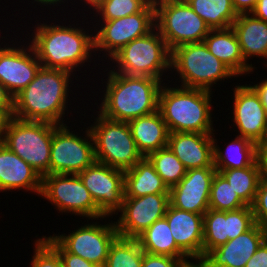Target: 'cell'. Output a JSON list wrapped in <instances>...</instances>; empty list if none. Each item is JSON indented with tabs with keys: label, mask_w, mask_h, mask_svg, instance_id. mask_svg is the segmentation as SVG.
Returning <instances> with one entry per match:
<instances>
[{
	"label": "cell",
	"mask_w": 267,
	"mask_h": 267,
	"mask_svg": "<svg viewBox=\"0 0 267 267\" xmlns=\"http://www.w3.org/2000/svg\"><path fill=\"white\" fill-rule=\"evenodd\" d=\"M70 76V72L62 69L41 67L35 78L13 98L12 117L64 125L61 118L68 103Z\"/></svg>",
	"instance_id": "obj_1"
},
{
	"label": "cell",
	"mask_w": 267,
	"mask_h": 267,
	"mask_svg": "<svg viewBox=\"0 0 267 267\" xmlns=\"http://www.w3.org/2000/svg\"><path fill=\"white\" fill-rule=\"evenodd\" d=\"M161 82L148 76L119 74L113 68L108 72L106 91L98 113L122 122L152 114L158 110Z\"/></svg>",
	"instance_id": "obj_2"
},
{
	"label": "cell",
	"mask_w": 267,
	"mask_h": 267,
	"mask_svg": "<svg viewBox=\"0 0 267 267\" xmlns=\"http://www.w3.org/2000/svg\"><path fill=\"white\" fill-rule=\"evenodd\" d=\"M37 25L31 46L43 68L62 69L73 74L74 68L91 57L94 34H86V30L70 24L69 27L45 23Z\"/></svg>",
	"instance_id": "obj_3"
},
{
	"label": "cell",
	"mask_w": 267,
	"mask_h": 267,
	"mask_svg": "<svg viewBox=\"0 0 267 267\" xmlns=\"http://www.w3.org/2000/svg\"><path fill=\"white\" fill-rule=\"evenodd\" d=\"M161 86L158 111L170 133H213L211 91Z\"/></svg>",
	"instance_id": "obj_4"
},
{
	"label": "cell",
	"mask_w": 267,
	"mask_h": 267,
	"mask_svg": "<svg viewBox=\"0 0 267 267\" xmlns=\"http://www.w3.org/2000/svg\"><path fill=\"white\" fill-rule=\"evenodd\" d=\"M171 68L179 73L181 87L212 91L213 83L236 75L203 42L181 45L171 51Z\"/></svg>",
	"instance_id": "obj_5"
},
{
	"label": "cell",
	"mask_w": 267,
	"mask_h": 267,
	"mask_svg": "<svg viewBox=\"0 0 267 267\" xmlns=\"http://www.w3.org/2000/svg\"><path fill=\"white\" fill-rule=\"evenodd\" d=\"M88 128L93 136L97 162L125 172L144 158L128 122L111 120L99 113L95 125Z\"/></svg>",
	"instance_id": "obj_6"
},
{
	"label": "cell",
	"mask_w": 267,
	"mask_h": 267,
	"mask_svg": "<svg viewBox=\"0 0 267 267\" xmlns=\"http://www.w3.org/2000/svg\"><path fill=\"white\" fill-rule=\"evenodd\" d=\"M54 123L24 121L12 117L6 128L3 144L17 154L41 177L49 175L50 152Z\"/></svg>",
	"instance_id": "obj_7"
},
{
	"label": "cell",
	"mask_w": 267,
	"mask_h": 267,
	"mask_svg": "<svg viewBox=\"0 0 267 267\" xmlns=\"http://www.w3.org/2000/svg\"><path fill=\"white\" fill-rule=\"evenodd\" d=\"M110 59L118 64L119 74L161 80L163 72L171 69V51L156 27L150 33L132 40Z\"/></svg>",
	"instance_id": "obj_8"
},
{
	"label": "cell",
	"mask_w": 267,
	"mask_h": 267,
	"mask_svg": "<svg viewBox=\"0 0 267 267\" xmlns=\"http://www.w3.org/2000/svg\"><path fill=\"white\" fill-rule=\"evenodd\" d=\"M154 6L156 29L170 51L184 44L203 42L211 30L186 2Z\"/></svg>",
	"instance_id": "obj_9"
},
{
	"label": "cell",
	"mask_w": 267,
	"mask_h": 267,
	"mask_svg": "<svg viewBox=\"0 0 267 267\" xmlns=\"http://www.w3.org/2000/svg\"><path fill=\"white\" fill-rule=\"evenodd\" d=\"M40 196L61 212H72L80 217L105 218L84 186L78 174H49L42 177Z\"/></svg>",
	"instance_id": "obj_10"
},
{
	"label": "cell",
	"mask_w": 267,
	"mask_h": 267,
	"mask_svg": "<svg viewBox=\"0 0 267 267\" xmlns=\"http://www.w3.org/2000/svg\"><path fill=\"white\" fill-rule=\"evenodd\" d=\"M67 128L66 124L53 128L49 174H79L96 161L90 129L83 139Z\"/></svg>",
	"instance_id": "obj_11"
},
{
	"label": "cell",
	"mask_w": 267,
	"mask_h": 267,
	"mask_svg": "<svg viewBox=\"0 0 267 267\" xmlns=\"http://www.w3.org/2000/svg\"><path fill=\"white\" fill-rule=\"evenodd\" d=\"M94 35V50L108 52L110 58L132 40L150 33L155 27V6L150 2L141 12L103 21Z\"/></svg>",
	"instance_id": "obj_12"
},
{
	"label": "cell",
	"mask_w": 267,
	"mask_h": 267,
	"mask_svg": "<svg viewBox=\"0 0 267 267\" xmlns=\"http://www.w3.org/2000/svg\"><path fill=\"white\" fill-rule=\"evenodd\" d=\"M116 224H86L70 234L52 236L68 253L104 267L111 244L118 237Z\"/></svg>",
	"instance_id": "obj_13"
},
{
	"label": "cell",
	"mask_w": 267,
	"mask_h": 267,
	"mask_svg": "<svg viewBox=\"0 0 267 267\" xmlns=\"http://www.w3.org/2000/svg\"><path fill=\"white\" fill-rule=\"evenodd\" d=\"M169 193L124 197L116 224L120 237L136 239L155 221L165 217L169 206Z\"/></svg>",
	"instance_id": "obj_14"
},
{
	"label": "cell",
	"mask_w": 267,
	"mask_h": 267,
	"mask_svg": "<svg viewBox=\"0 0 267 267\" xmlns=\"http://www.w3.org/2000/svg\"><path fill=\"white\" fill-rule=\"evenodd\" d=\"M98 209L107 217L122 208L124 171L95 161L78 174Z\"/></svg>",
	"instance_id": "obj_15"
},
{
	"label": "cell",
	"mask_w": 267,
	"mask_h": 267,
	"mask_svg": "<svg viewBox=\"0 0 267 267\" xmlns=\"http://www.w3.org/2000/svg\"><path fill=\"white\" fill-rule=\"evenodd\" d=\"M215 173V167L187 170L181 181L169 188L170 205L203 215L209 209L211 183Z\"/></svg>",
	"instance_id": "obj_16"
},
{
	"label": "cell",
	"mask_w": 267,
	"mask_h": 267,
	"mask_svg": "<svg viewBox=\"0 0 267 267\" xmlns=\"http://www.w3.org/2000/svg\"><path fill=\"white\" fill-rule=\"evenodd\" d=\"M233 117L238 136L250 139L256 144L267 138V112L259 95L249 85H239L234 89Z\"/></svg>",
	"instance_id": "obj_17"
},
{
	"label": "cell",
	"mask_w": 267,
	"mask_h": 267,
	"mask_svg": "<svg viewBox=\"0 0 267 267\" xmlns=\"http://www.w3.org/2000/svg\"><path fill=\"white\" fill-rule=\"evenodd\" d=\"M41 67L31 45L26 49L0 47V82L13 98L35 78Z\"/></svg>",
	"instance_id": "obj_18"
},
{
	"label": "cell",
	"mask_w": 267,
	"mask_h": 267,
	"mask_svg": "<svg viewBox=\"0 0 267 267\" xmlns=\"http://www.w3.org/2000/svg\"><path fill=\"white\" fill-rule=\"evenodd\" d=\"M266 239L264 228L256 223L233 240L210 250L201 261L207 267H245Z\"/></svg>",
	"instance_id": "obj_19"
},
{
	"label": "cell",
	"mask_w": 267,
	"mask_h": 267,
	"mask_svg": "<svg viewBox=\"0 0 267 267\" xmlns=\"http://www.w3.org/2000/svg\"><path fill=\"white\" fill-rule=\"evenodd\" d=\"M177 246L191 259L202 260L203 215L179 210L170 204L164 217Z\"/></svg>",
	"instance_id": "obj_20"
},
{
	"label": "cell",
	"mask_w": 267,
	"mask_h": 267,
	"mask_svg": "<svg viewBox=\"0 0 267 267\" xmlns=\"http://www.w3.org/2000/svg\"><path fill=\"white\" fill-rule=\"evenodd\" d=\"M214 133H169L167 146L187 170L213 165Z\"/></svg>",
	"instance_id": "obj_21"
},
{
	"label": "cell",
	"mask_w": 267,
	"mask_h": 267,
	"mask_svg": "<svg viewBox=\"0 0 267 267\" xmlns=\"http://www.w3.org/2000/svg\"><path fill=\"white\" fill-rule=\"evenodd\" d=\"M24 189L41 194L42 177L27 162L0 144V191Z\"/></svg>",
	"instance_id": "obj_22"
},
{
	"label": "cell",
	"mask_w": 267,
	"mask_h": 267,
	"mask_svg": "<svg viewBox=\"0 0 267 267\" xmlns=\"http://www.w3.org/2000/svg\"><path fill=\"white\" fill-rule=\"evenodd\" d=\"M209 51L223 62L236 76L253 71L252 64L244 60L237 35L232 27L211 29L204 38Z\"/></svg>",
	"instance_id": "obj_23"
},
{
	"label": "cell",
	"mask_w": 267,
	"mask_h": 267,
	"mask_svg": "<svg viewBox=\"0 0 267 267\" xmlns=\"http://www.w3.org/2000/svg\"><path fill=\"white\" fill-rule=\"evenodd\" d=\"M128 124L137 148L144 157L167 146L170 132L158 110L152 114L137 117Z\"/></svg>",
	"instance_id": "obj_24"
},
{
	"label": "cell",
	"mask_w": 267,
	"mask_h": 267,
	"mask_svg": "<svg viewBox=\"0 0 267 267\" xmlns=\"http://www.w3.org/2000/svg\"><path fill=\"white\" fill-rule=\"evenodd\" d=\"M232 28L245 61L255 55L267 59V22L252 13H242L237 16Z\"/></svg>",
	"instance_id": "obj_25"
},
{
	"label": "cell",
	"mask_w": 267,
	"mask_h": 267,
	"mask_svg": "<svg viewBox=\"0 0 267 267\" xmlns=\"http://www.w3.org/2000/svg\"><path fill=\"white\" fill-rule=\"evenodd\" d=\"M158 193H169V188L146 157L124 172V197Z\"/></svg>",
	"instance_id": "obj_26"
},
{
	"label": "cell",
	"mask_w": 267,
	"mask_h": 267,
	"mask_svg": "<svg viewBox=\"0 0 267 267\" xmlns=\"http://www.w3.org/2000/svg\"><path fill=\"white\" fill-rule=\"evenodd\" d=\"M213 140V165L216 170L246 168L256 161L257 144L248 138L237 136L227 145L225 153L216 144V139Z\"/></svg>",
	"instance_id": "obj_27"
},
{
	"label": "cell",
	"mask_w": 267,
	"mask_h": 267,
	"mask_svg": "<svg viewBox=\"0 0 267 267\" xmlns=\"http://www.w3.org/2000/svg\"><path fill=\"white\" fill-rule=\"evenodd\" d=\"M136 239L145 253L189 259V257L177 246L165 218L155 221Z\"/></svg>",
	"instance_id": "obj_28"
},
{
	"label": "cell",
	"mask_w": 267,
	"mask_h": 267,
	"mask_svg": "<svg viewBox=\"0 0 267 267\" xmlns=\"http://www.w3.org/2000/svg\"><path fill=\"white\" fill-rule=\"evenodd\" d=\"M186 3L210 29L232 27L239 15L234 9L232 0H187Z\"/></svg>",
	"instance_id": "obj_29"
},
{
	"label": "cell",
	"mask_w": 267,
	"mask_h": 267,
	"mask_svg": "<svg viewBox=\"0 0 267 267\" xmlns=\"http://www.w3.org/2000/svg\"><path fill=\"white\" fill-rule=\"evenodd\" d=\"M216 171L227 179L233 190L247 206H252L262 179L257 160L246 168Z\"/></svg>",
	"instance_id": "obj_30"
},
{
	"label": "cell",
	"mask_w": 267,
	"mask_h": 267,
	"mask_svg": "<svg viewBox=\"0 0 267 267\" xmlns=\"http://www.w3.org/2000/svg\"><path fill=\"white\" fill-rule=\"evenodd\" d=\"M146 158L168 188L178 184L186 175L187 169L168 146L149 153Z\"/></svg>",
	"instance_id": "obj_31"
},
{
	"label": "cell",
	"mask_w": 267,
	"mask_h": 267,
	"mask_svg": "<svg viewBox=\"0 0 267 267\" xmlns=\"http://www.w3.org/2000/svg\"><path fill=\"white\" fill-rule=\"evenodd\" d=\"M143 254L137 239L118 236L109 248L104 267H142Z\"/></svg>",
	"instance_id": "obj_32"
},
{
	"label": "cell",
	"mask_w": 267,
	"mask_h": 267,
	"mask_svg": "<svg viewBox=\"0 0 267 267\" xmlns=\"http://www.w3.org/2000/svg\"><path fill=\"white\" fill-rule=\"evenodd\" d=\"M227 236V211L208 209L203 214L202 258L212 249L225 244Z\"/></svg>",
	"instance_id": "obj_33"
},
{
	"label": "cell",
	"mask_w": 267,
	"mask_h": 267,
	"mask_svg": "<svg viewBox=\"0 0 267 267\" xmlns=\"http://www.w3.org/2000/svg\"><path fill=\"white\" fill-rule=\"evenodd\" d=\"M247 206L233 190L227 179L215 173L210 190L209 208L216 211H230Z\"/></svg>",
	"instance_id": "obj_34"
},
{
	"label": "cell",
	"mask_w": 267,
	"mask_h": 267,
	"mask_svg": "<svg viewBox=\"0 0 267 267\" xmlns=\"http://www.w3.org/2000/svg\"><path fill=\"white\" fill-rule=\"evenodd\" d=\"M151 0H104L96 10L103 21H111L141 12Z\"/></svg>",
	"instance_id": "obj_35"
},
{
	"label": "cell",
	"mask_w": 267,
	"mask_h": 267,
	"mask_svg": "<svg viewBox=\"0 0 267 267\" xmlns=\"http://www.w3.org/2000/svg\"><path fill=\"white\" fill-rule=\"evenodd\" d=\"M256 224L251 206L227 211L228 241L250 230Z\"/></svg>",
	"instance_id": "obj_36"
},
{
	"label": "cell",
	"mask_w": 267,
	"mask_h": 267,
	"mask_svg": "<svg viewBox=\"0 0 267 267\" xmlns=\"http://www.w3.org/2000/svg\"><path fill=\"white\" fill-rule=\"evenodd\" d=\"M32 267H64L59 254L43 239L35 241Z\"/></svg>",
	"instance_id": "obj_37"
},
{
	"label": "cell",
	"mask_w": 267,
	"mask_h": 267,
	"mask_svg": "<svg viewBox=\"0 0 267 267\" xmlns=\"http://www.w3.org/2000/svg\"><path fill=\"white\" fill-rule=\"evenodd\" d=\"M255 222L264 228L267 225V180L261 179L252 204Z\"/></svg>",
	"instance_id": "obj_38"
},
{
	"label": "cell",
	"mask_w": 267,
	"mask_h": 267,
	"mask_svg": "<svg viewBox=\"0 0 267 267\" xmlns=\"http://www.w3.org/2000/svg\"><path fill=\"white\" fill-rule=\"evenodd\" d=\"M42 238L59 254L64 267H100L80 256L68 253L52 236Z\"/></svg>",
	"instance_id": "obj_39"
},
{
	"label": "cell",
	"mask_w": 267,
	"mask_h": 267,
	"mask_svg": "<svg viewBox=\"0 0 267 267\" xmlns=\"http://www.w3.org/2000/svg\"><path fill=\"white\" fill-rule=\"evenodd\" d=\"M189 262L187 259L144 252L142 267H186Z\"/></svg>",
	"instance_id": "obj_40"
},
{
	"label": "cell",
	"mask_w": 267,
	"mask_h": 267,
	"mask_svg": "<svg viewBox=\"0 0 267 267\" xmlns=\"http://www.w3.org/2000/svg\"><path fill=\"white\" fill-rule=\"evenodd\" d=\"M245 267H267V239L248 260Z\"/></svg>",
	"instance_id": "obj_41"
},
{
	"label": "cell",
	"mask_w": 267,
	"mask_h": 267,
	"mask_svg": "<svg viewBox=\"0 0 267 267\" xmlns=\"http://www.w3.org/2000/svg\"><path fill=\"white\" fill-rule=\"evenodd\" d=\"M256 160L259 165L261 177L267 180V138L257 143Z\"/></svg>",
	"instance_id": "obj_42"
},
{
	"label": "cell",
	"mask_w": 267,
	"mask_h": 267,
	"mask_svg": "<svg viewBox=\"0 0 267 267\" xmlns=\"http://www.w3.org/2000/svg\"><path fill=\"white\" fill-rule=\"evenodd\" d=\"M259 0H232L234 9L238 14L251 13Z\"/></svg>",
	"instance_id": "obj_43"
},
{
	"label": "cell",
	"mask_w": 267,
	"mask_h": 267,
	"mask_svg": "<svg viewBox=\"0 0 267 267\" xmlns=\"http://www.w3.org/2000/svg\"><path fill=\"white\" fill-rule=\"evenodd\" d=\"M13 109H0V144L3 143L6 128L10 119L12 118Z\"/></svg>",
	"instance_id": "obj_44"
},
{
	"label": "cell",
	"mask_w": 267,
	"mask_h": 267,
	"mask_svg": "<svg viewBox=\"0 0 267 267\" xmlns=\"http://www.w3.org/2000/svg\"><path fill=\"white\" fill-rule=\"evenodd\" d=\"M0 109H13V97L0 82Z\"/></svg>",
	"instance_id": "obj_45"
},
{
	"label": "cell",
	"mask_w": 267,
	"mask_h": 267,
	"mask_svg": "<svg viewBox=\"0 0 267 267\" xmlns=\"http://www.w3.org/2000/svg\"><path fill=\"white\" fill-rule=\"evenodd\" d=\"M259 95L261 103L267 112V79L262 80L259 84L251 86Z\"/></svg>",
	"instance_id": "obj_46"
},
{
	"label": "cell",
	"mask_w": 267,
	"mask_h": 267,
	"mask_svg": "<svg viewBox=\"0 0 267 267\" xmlns=\"http://www.w3.org/2000/svg\"><path fill=\"white\" fill-rule=\"evenodd\" d=\"M251 13L256 18L267 22V0H259L255 9Z\"/></svg>",
	"instance_id": "obj_47"
},
{
	"label": "cell",
	"mask_w": 267,
	"mask_h": 267,
	"mask_svg": "<svg viewBox=\"0 0 267 267\" xmlns=\"http://www.w3.org/2000/svg\"><path fill=\"white\" fill-rule=\"evenodd\" d=\"M84 1L86 5L88 4L91 7H93L94 10H97L104 0H84Z\"/></svg>",
	"instance_id": "obj_48"
},
{
	"label": "cell",
	"mask_w": 267,
	"mask_h": 267,
	"mask_svg": "<svg viewBox=\"0 0 267 267\" xmlns=\"http://www.w3.org/2000/svg\"><path fill=\"white\" fill-rule=\"evenodd\" d=\"M37 1V3H39V4H44V5H54V4H61V2H64L63 0H34V2H36Z\"/></svg>",
	"instance_id": "obj_49"
},
{
	"label": "cell",
	"mask_w": 267,
	"mask_h": 267,
	"mask_svg": "<svg viewBox=\"0 0 267 267\" xmlns=\"http://www.w3.org/2000/svg\"><path fill=\"white\" fill-rule=\"evenodd\" d=\"M180 2H187V0H151V3L157 4V3H180Z\"/></svg>",
	"instance_id": "obj_50"
},
{
	"label": "cell",
	"mask_w": 267,
	"mask_h": 267,
	"mask_svg": "<svg viewBox=\"0 0 267 267\" xmlns=\"http://www.w3.org/2000/svg\"><path fill=\"white\" fill-rule=\"evenodd\" d=\"M186 267H207L202 261H196L195 262H189L188 265Z\"/></svg>",
	"instance_id": "obj_51"
},
{
	"label": "cell",
	"mask_w": 267,
	"mask_h": 267,
	"mask_svg": "<svg viewBox=\"0 0 267 267\" xmlns=\"http://www.w3.org/2000/svg\"><path fill=\"white\" fill-rule=\"evenodd\" d=\"M266 238H267V225L264 227Z\"/></svg>",
	"instance_id": "obj_52"
}]
</instances>
